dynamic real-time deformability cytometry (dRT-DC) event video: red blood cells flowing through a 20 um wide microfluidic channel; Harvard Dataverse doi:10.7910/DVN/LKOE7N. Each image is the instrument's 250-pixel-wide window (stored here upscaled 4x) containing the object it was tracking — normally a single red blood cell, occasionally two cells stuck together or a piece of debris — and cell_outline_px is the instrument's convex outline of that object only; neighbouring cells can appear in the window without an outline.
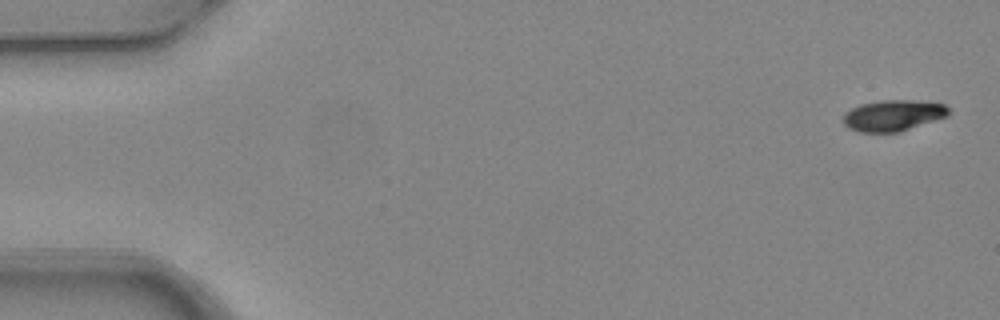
{"species": "common noctule bat (a hibernating species)", "species_latin": "Nyctalus noctula", "temperature_condition": "warm", "stored_images_in_passage": 4, "camera_frame_rate_fps": 3000, "um_per_image_px": 0.085, "animal": {"sex": "female", "body_mass_g": 24.6, "forearm_length_mm": 56.2}, "frame": {"image": 1, "passage_image": 1, "time_ms": 0.0, "image_size_px": [1000, 320], "cell_outline_px": [[952, 112], [948, 116], [900, 132], [860, 132], [848, 128], [844, 124], [844, 112], [860, 104], [880, 100], [912, 100], [944, 104]], "centroid_in_image_um": [75.93, 9.81], "position_along_channel_um": 9.1, "area_um2": 19.19}}